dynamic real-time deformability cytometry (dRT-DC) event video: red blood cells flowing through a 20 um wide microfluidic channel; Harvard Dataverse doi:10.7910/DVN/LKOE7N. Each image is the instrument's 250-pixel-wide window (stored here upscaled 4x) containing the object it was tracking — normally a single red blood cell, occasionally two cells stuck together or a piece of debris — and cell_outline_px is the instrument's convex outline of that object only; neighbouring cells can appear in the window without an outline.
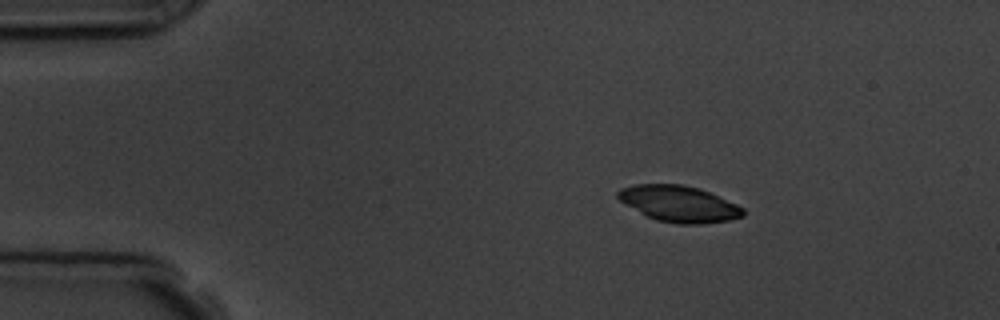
{"species": "common noctule bat (a hibernating species)", "species_latin": "Nyctalus noctula", "temperature_condition": "room temperature", "stored_images_in_passage": 4, "camera_frame_rate_fps": 3000, "um_per_image_px": 0.085, "animal": {"sex": "male", "body_mass_g": 19.5, "forearm_length_mm": 54.6}, "frame": {"image": 1, "passage_image": 2, "time_ms": 1.0, "image_size_px": [1000, 320], "cell_outline_px": [[744, 216], [728, 220], [700, 224], [676, 224], [656, 220], [640, 212], [620, 200], [616, 196], [616, 192], [620, 188], [636, 184], [680, 184], [696, 188], [708, 192], [736, 204], [744, 208]], "centroid_in_image_um": [57.7, 17.32], "position_along_channel_um": 27.3, "area_um2": 26.07}}